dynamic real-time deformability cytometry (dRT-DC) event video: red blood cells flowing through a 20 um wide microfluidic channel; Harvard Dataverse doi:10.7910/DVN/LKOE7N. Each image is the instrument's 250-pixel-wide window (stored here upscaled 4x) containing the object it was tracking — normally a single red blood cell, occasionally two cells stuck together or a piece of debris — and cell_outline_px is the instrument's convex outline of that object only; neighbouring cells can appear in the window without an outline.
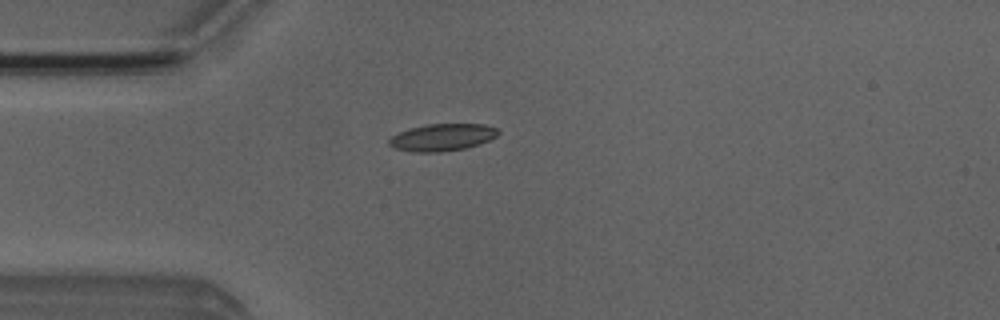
{"species": "Egyptian fruit bat (a non-hibernating species)", "species_latin": "Rousettus aegyptiacus", "temperature_condition": "room temperature", "stored_images_in_passage": 5, "camera_frame_rate_fps": 3000, "um_per_image_px": 0.085, "animal": {"sex": "male"}, "frame": {"image": 1, "passage_image": 4, "time_ms": 3.667, "image_size_px": [1000, 320], "cell_outline_px": [[500, 132], [496, 136], [480, 144], [464, 148], [440, 152], [416, 152], [392, 148], [388, 144], [388, 140], [392, 136], [408, 128], [428, 124], [484, 124], [496, 128]], "centroid_in_image_um": [37.57, 11.67], "position_along_channel_um": 47.4, "area_um2": 17.22}}